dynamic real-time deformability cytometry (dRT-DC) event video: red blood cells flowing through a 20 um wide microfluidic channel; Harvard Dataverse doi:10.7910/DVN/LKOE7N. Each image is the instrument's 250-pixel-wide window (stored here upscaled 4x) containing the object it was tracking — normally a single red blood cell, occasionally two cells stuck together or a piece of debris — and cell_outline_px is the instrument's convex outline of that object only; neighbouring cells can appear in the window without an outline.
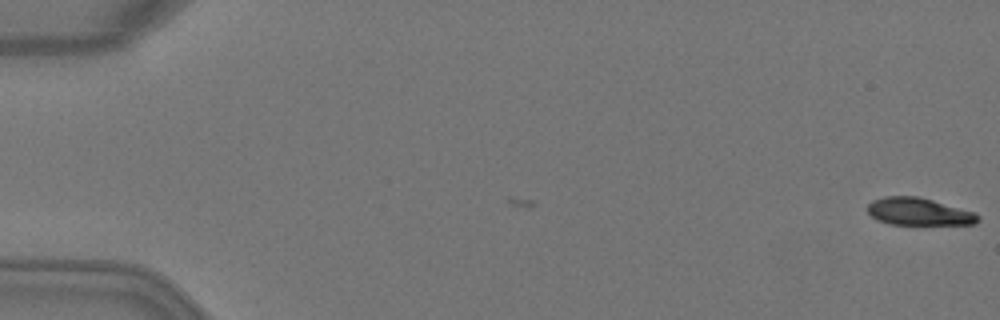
{"species": "Egyptian fruit bat (a non-hibernating species)", "species_latin": "Rousettus aegyptiacus", "temperature_condition": "warm", "stored_images_in_passage": 2, "camera_frame_rate_fps": 3000, "um_per_image_px": 0.085, "animal": {"sex": "female"}, "frame": {"image": 1, "passage_image": 2, "time_ms": 0.333, "image_size_px": [1000, 320], "cell_outline_px": [[980, 220], [976, 224], [888, 224], [876, 220], [868, 212], [868, 204], [872, 200], [884, 196], [916, 196], [932, 200], [976, 212], [980, 216]], "centroid_in_image_um": [78.1, 17.99], "position_along_channel_um": 6.9, "area_um2": 17.69}}